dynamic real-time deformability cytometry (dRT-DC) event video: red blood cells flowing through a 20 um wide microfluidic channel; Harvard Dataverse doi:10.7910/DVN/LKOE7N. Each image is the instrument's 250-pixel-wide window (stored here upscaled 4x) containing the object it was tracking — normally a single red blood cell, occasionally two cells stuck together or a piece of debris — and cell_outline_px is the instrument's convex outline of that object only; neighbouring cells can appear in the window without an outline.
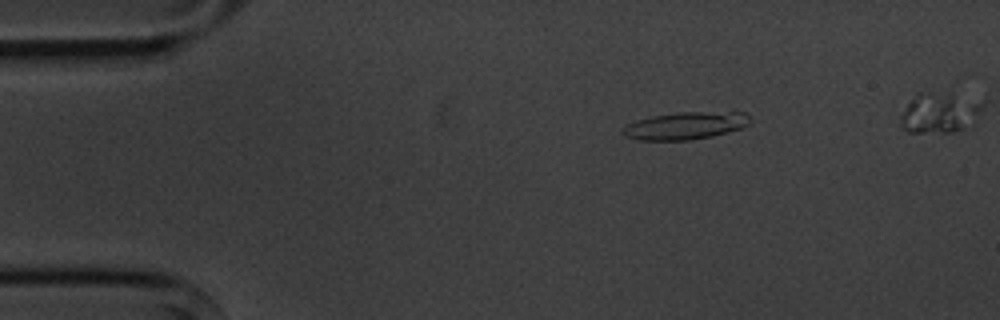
{"species": "common noctule bat (a hibernating species)", "species_latin": "Nyctalus noctula", "temperature_condition": "cold", "stored_images_in_passage": 5, "camera_frame_rate_fps": 3000, "um_per_image_px": 0.085, "animal": {"sex": "male", "body_mass_g": 20.1, "forearm_length_mm": 53.5}, "frame": {"image": 1, "passage_image": 2, "time_ms": 1.333, "image_size_px": [1000, 320], "cell_outline_px": [[752, 124], [740, 128], [712, 136], [688, 140], [640, 140], [624, 136], [620, 132], [628, 124], [636, 120], [652, 116], [680, 112], [744, 112], [752, 120]], "centroid_in_image_um": [58.27, 10.68], "position_along_channel_um": 26.7, "area_um2": 20.29}}